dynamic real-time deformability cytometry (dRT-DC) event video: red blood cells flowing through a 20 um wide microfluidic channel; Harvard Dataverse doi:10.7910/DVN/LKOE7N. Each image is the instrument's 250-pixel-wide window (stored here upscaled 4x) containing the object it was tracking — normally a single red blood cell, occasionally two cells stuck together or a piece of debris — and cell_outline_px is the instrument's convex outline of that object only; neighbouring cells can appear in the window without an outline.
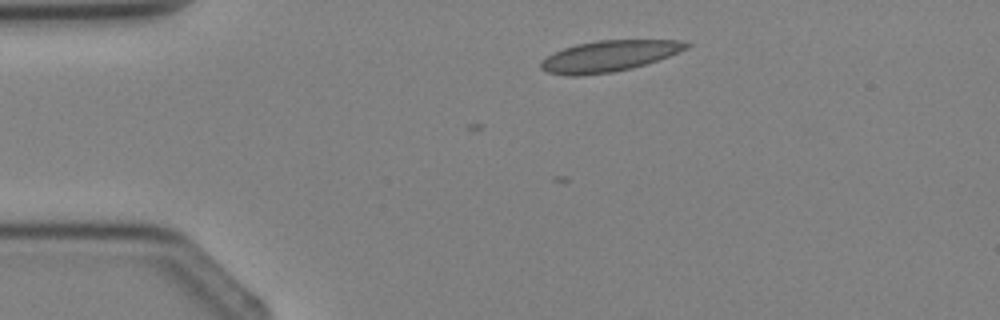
{"species": "Egyptian fruit bat (a non-hibernating species)", "species_latin": "Rousettus aegyptiacus", "temperature_condition": "cold", "stored_images_in_passage": 4, "camera_frame_rate_fps": 3000, "um_per_image_px": 0.085, "animal": {"sex": "female"}, "frame": {"image": 1, "passage_image": 2, "time_ms": 1.0, "image_size_px": [1000, 320], "cell_outline_px": [[692, 44], [688, 48], [668, 56], [632, 68], [612, 72], [576, 76], [568, 76], [548, 72], [540, 68], [540, 64], [548, 56], [564, 48], [576, 44], [596, 40], [680, 40]], "centroid_in_image_um": [51.77, 4.76], "position_along_channel_um": 33.2, "area_um2": 26.01}}
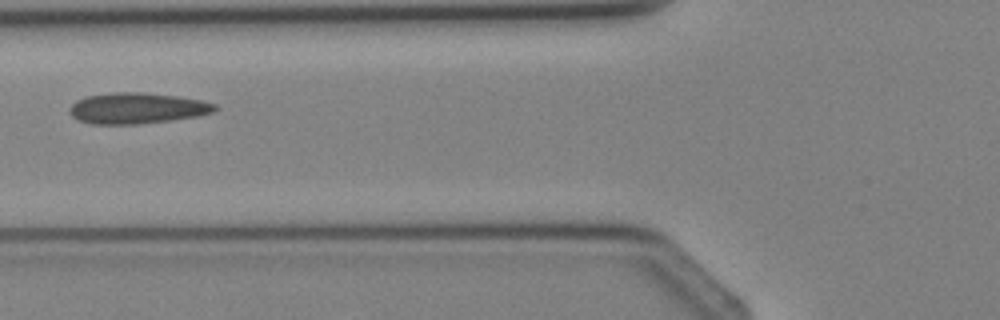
{"frame": {"image": 2, "passage_image": 4, "time_ms": 3.333, "image_size_px": [1000, 320], "cell_outline_px": [[220, 108], [212, 112], [196, 116], [168, 120], [136, 124], [92, 124], [80, 120], [72, 116], [68, 108], [76, 100], [88, 96], [112, 92], [144, 92], [176, 96], [200, 100], [216, 104]], "centroid_in_image_um": [11.64, 9.19], "position_along_channel_um": 114.2, "area_um2": 26.01}}